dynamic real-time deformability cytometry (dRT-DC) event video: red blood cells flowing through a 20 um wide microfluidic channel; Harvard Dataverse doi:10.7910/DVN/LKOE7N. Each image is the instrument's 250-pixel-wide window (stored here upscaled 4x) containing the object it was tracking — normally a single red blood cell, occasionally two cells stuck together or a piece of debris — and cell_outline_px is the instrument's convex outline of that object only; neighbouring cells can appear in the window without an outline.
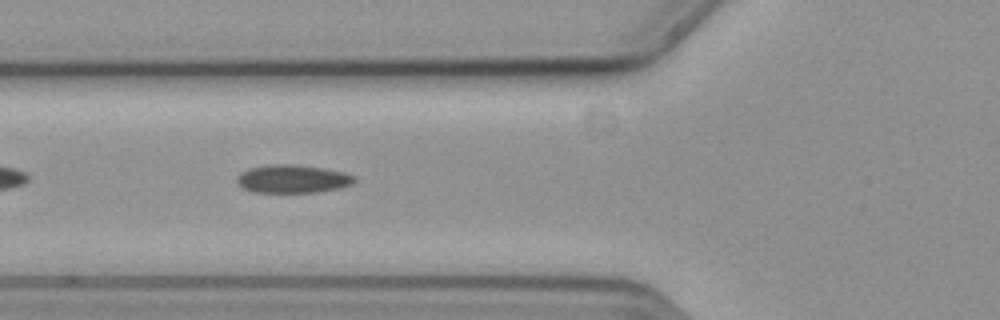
{"species": "common noctule bat (a hibernating species)", "species_latin": "Nyctalus noctula", "temperature_condition": "cold", "stored_images_in_passage": 37, "camera_frame_rate_fps": 3000, "um_per_image_px": 0.085, "animal": {"sex": "female", "body_mass_g": 19.3, "forearm_length_mm": 54.1}, "frame": {"image": 1, "passage_image": 6, "time_ms": 1.667, "image_size_px": [1000, 320], "cell_outline_px": [[356, 180], [352, 184], [340, 188], [316, 192], [252, 192], [244, 188], [236, 180], [236, 176], [240, 172], [248, 168], [268, 164], [292, 164], [324, 168], [344, 172], [356, 176]], "centroid_in_image_um": [24.87, 15.19], "position_along_channel_um": 100.9, "area_um2": 19.42}}